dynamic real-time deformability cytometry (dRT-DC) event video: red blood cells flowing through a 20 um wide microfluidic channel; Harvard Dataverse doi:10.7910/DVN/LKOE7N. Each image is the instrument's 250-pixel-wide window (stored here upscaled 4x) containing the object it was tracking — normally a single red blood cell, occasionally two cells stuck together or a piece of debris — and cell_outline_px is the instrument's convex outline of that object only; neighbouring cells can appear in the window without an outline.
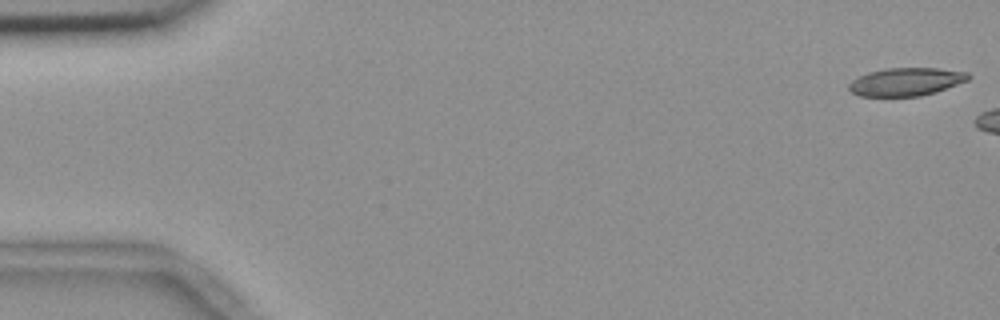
{"species": "common noctule bat (a hibernating species)", "species_latin": "Nyctalus noctula", "temperature_condition": "room temperature", "stored_images_in_passage": 12, "camera_frame_rate_fps": 3000, "um_per_image_px": 0.085, "animal": {"sex": "female", "body_mass_g": 18.4}, "frame": {"image": 1, "passage_image": 1, "time_ms": 0.0, "image_size_px": [1000, 320], "cell_outline_px": [[972, 76], [968, 80], [936, 92], [920, 96], [860, 96], [852, 92], [848, 88], [848, 84], [852, 80], [868, 72], [884, 68], [936, 68], [968, 72]], "centroid_in_image_um": [77.02, 6.94], "position_along_channel_um": 8.0, "area_um2": 19.54}}